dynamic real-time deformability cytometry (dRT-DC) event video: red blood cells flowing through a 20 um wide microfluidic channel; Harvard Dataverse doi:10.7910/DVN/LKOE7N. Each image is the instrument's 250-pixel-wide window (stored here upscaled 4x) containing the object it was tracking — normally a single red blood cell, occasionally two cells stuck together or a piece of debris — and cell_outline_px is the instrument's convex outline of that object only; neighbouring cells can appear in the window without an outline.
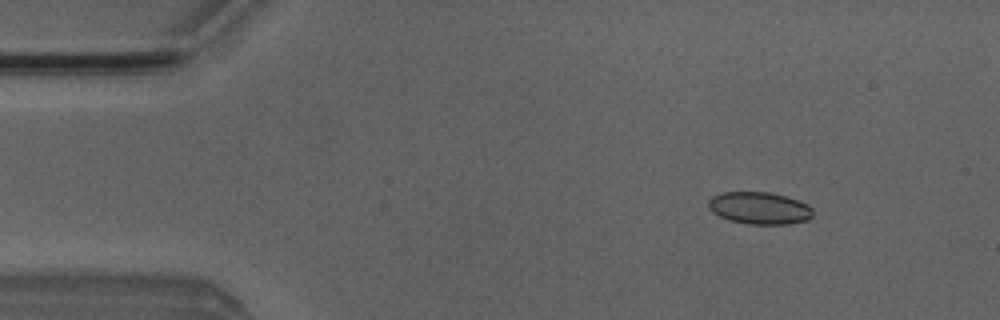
{"species": "Egyptian fruit bat (a non-hibernating species)", "species_latin": "Rousettus aegyptiacus", "temperature_condition": "room temperature", "stored_images_in_passage": 5, "camera_frame_rate_fps": 3000, "um_per_image_px": 0.085, "animal": {"sex": "male"}, "frame": {"image": 1, "passage_image": 2, "time_ms": 1.333, "image_size_px": [1000, 320], "cell_outline_px": [[812, 216], [808, 220], [788, 224], [748, 224], [732, 220], [720, 216], [712, 212], [708, 208], [708, 200], [712, 196], [724, 192], [768, 192], [784, 196], [808, 204], [812, 208]], "centroid_in_image_um": [64.55, 17.69], "position_along_channel_um": 20.5, "area_um2": 19.48}}